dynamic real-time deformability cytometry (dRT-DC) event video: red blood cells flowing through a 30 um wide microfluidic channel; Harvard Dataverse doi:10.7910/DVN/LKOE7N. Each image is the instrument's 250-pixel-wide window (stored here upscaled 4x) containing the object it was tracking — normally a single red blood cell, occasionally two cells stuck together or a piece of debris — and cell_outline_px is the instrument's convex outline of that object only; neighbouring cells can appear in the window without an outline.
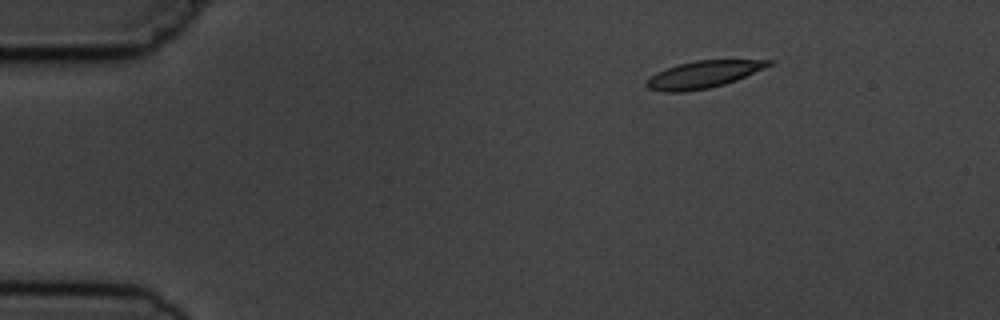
{"species": "common noctule bat (a hibernating species)", "species_latin": "Nyctalus noctula", "temperature_condition": "cold", "stored_images_in_passage": 4, "camera_frame_rate_fps": 3000, "um_per_image_px": 0.085, "animal": {"sex": "male", "body_mass_g": 19.5, "forearm_length_mm": 54.6}, "frame": {"image": 1, "passage_image": 1, "time_ms": 0.0, "image_size_px": [1000, 320], "cell_outline_px": [[776, 60], [772, 64], [764, 68], [736, 80], [724, 84], [708, 88], [684, 92], [664, 92], [648, 88], [644, 84], [656, 72], [680, 64], [696, 60]], "centroid_in_image_um": [59.78, 6.33], "position_along_channel_um": 25.2, "area_um2": 19.02}}
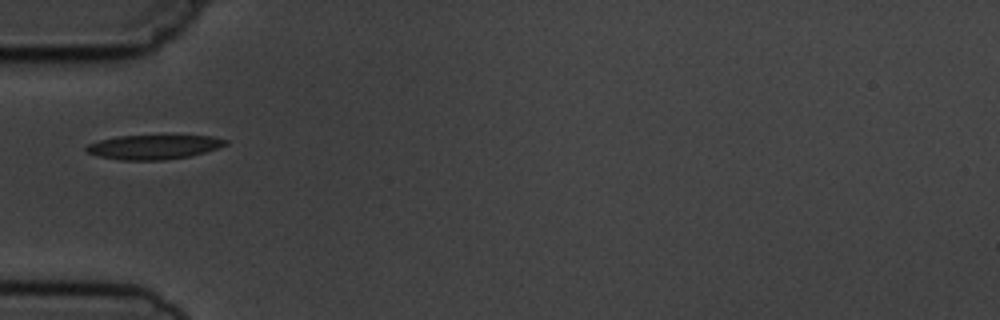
{"frame": {"image": 2, "passage_image": 4, "time_ms": 3.333, "image_size_px": [1000, 320], "cell_outline_px": [[228, 144], [220, 148], [192, 156], [164, 160], [120, 160], [96, 156], [88, 152], [84, 148], [88, 144], [100, 140], [116, 136], [212, 136], [228, 140]], "centroid_in_image_um": [13.09, 12.5], "position_along_channel_um": 71.9, "area_um2": 19.88}}